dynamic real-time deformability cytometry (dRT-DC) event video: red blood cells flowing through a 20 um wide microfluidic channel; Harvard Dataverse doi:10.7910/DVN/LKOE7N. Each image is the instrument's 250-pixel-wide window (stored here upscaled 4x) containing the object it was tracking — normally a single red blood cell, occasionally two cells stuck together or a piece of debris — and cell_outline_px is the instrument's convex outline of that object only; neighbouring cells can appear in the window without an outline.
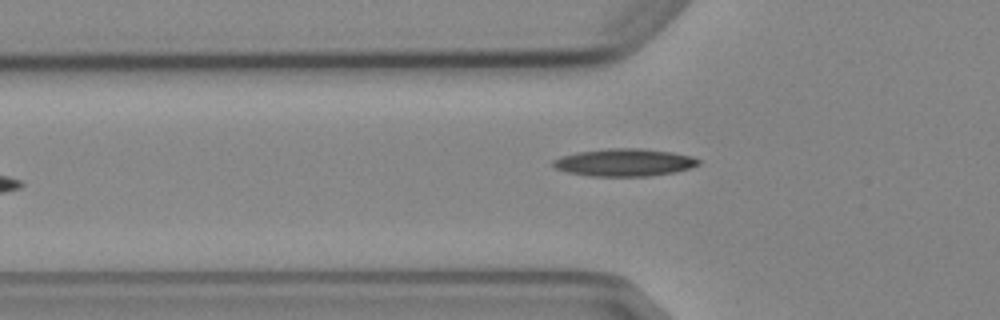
{"species": "Egyptian fruit bat (a non-hibernating species)", "species_latin": "Rousettus aegyptiacus", "temperature_condition": "cold", "stored_images_in_passage": 6, "camera_frame_rate_fps": 3000, "um_per_image_px": 0.085, "animal": {"sex": "female"}, "frame": {"image": 1, "passage_image": 6, "time_ms": 7.0, "image_size_px": [1000, 320], "cell_outline_px": [[700, 164], [676, 172], [652, 176], [588, 176], [568, 172], [556, 168], [552, 164], [552, 160], [560, 156], [576, 152], [608, 148], [640, 148], [672, 152], [692, 156], [700, 160]], "centroid_in_image_um": [53.06, 13.8], "position_along_channel_um": 72.7, "area_um2": 23.47}}